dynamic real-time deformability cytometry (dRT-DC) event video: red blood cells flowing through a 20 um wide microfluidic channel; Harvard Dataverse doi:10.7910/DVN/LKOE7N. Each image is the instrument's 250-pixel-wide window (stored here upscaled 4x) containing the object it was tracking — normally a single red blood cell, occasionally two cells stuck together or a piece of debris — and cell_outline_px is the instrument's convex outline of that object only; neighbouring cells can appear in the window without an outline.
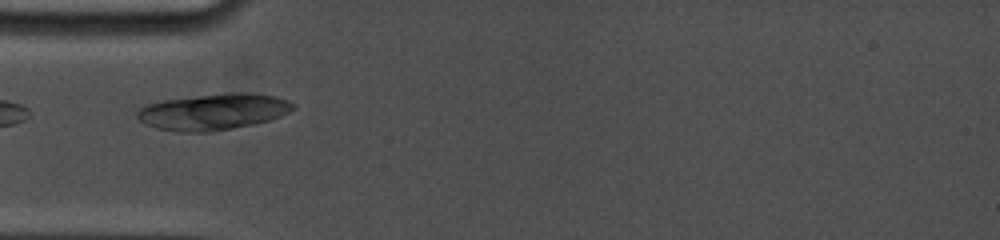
{"species": "common noctule bat (a hibernating species)", "species_latin": "Nyctalus noctula", "temperature_condition": "cold", "stored_images_in_passage": 4, "camera_frame_rate_fps": 5000, "um_per_image_px": 0.085, "animal": {"sex": "female", "body_mass_g": 19.0, "forearm_length_mm": 53.3}, "frame": {"image": 1, "passage_image": 1, "time_ms": 0.0, "image_size_px": [1000, 240], "cell_outline_px": [[296, 108], [280, 116], [268, 120], [252, 124], [232, 128], [208, 132], [180, 132], [156, 128], [140, 120], [136, 116], [136, 112], [140, 108], [148, 104], [164, 100], [232, 92], [252, 92], [276, 96], [288, 100], [296, 104]], "centroid_in_image_um": [18.17, 9.49], "position_along_channel_um": 66.8, "area_um2": 32.77}}